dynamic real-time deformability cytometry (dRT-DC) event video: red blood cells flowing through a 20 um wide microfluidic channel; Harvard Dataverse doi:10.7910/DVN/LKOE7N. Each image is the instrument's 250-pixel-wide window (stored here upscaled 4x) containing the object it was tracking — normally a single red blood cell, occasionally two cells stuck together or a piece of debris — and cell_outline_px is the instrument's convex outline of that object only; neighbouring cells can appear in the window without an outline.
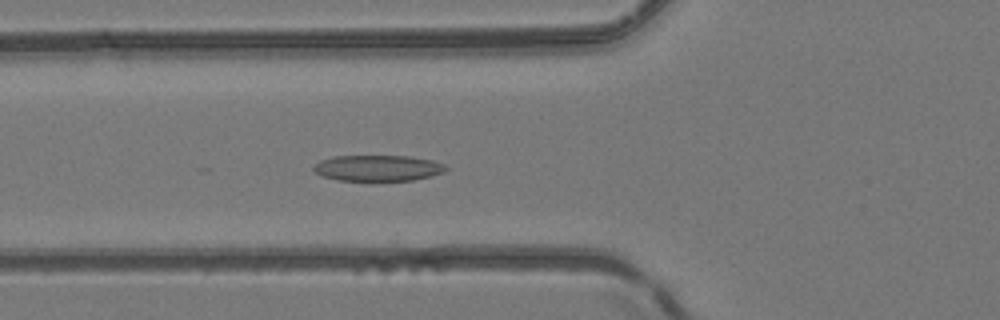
{"species": "common noctule bat (a hibernating species)", "species_latin": "Nyctalus noctula", "temperature_condition": "room temperature", "stored_images_in_passage": 28, "camera_frame_rate_fps": 3000, "um_per_image_px": 0.085, "animal": {"sex": "female", "body_mass_g": 24.6, "forearm_length_mm": 56.2}, "frame": {"image": 1, "passage_image": 20, "time_ms": 6.333, "image_size_px": [1000, 320], "cell_outline_px": [[448, 168], [444, 172], [432, 176], [412, 180], [336, 180], [324, 176], [316, 172], [312, 168], [320, 160], [332, 156], [408, 156], [432, 160], [444, 164]], "centroid_in_image_um": [32.13, 14.28], "position_along_channel_um": 93.7, "area_um2": 19.88}}
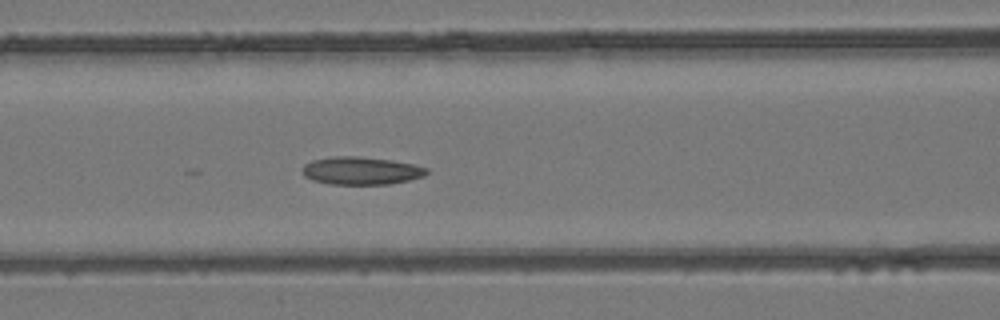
{"frame": {"image": 2, "passage_image": 23, "time_ms": 7.333, "image_size_px": [1000, 320], "cell_outline_px": [[428, 172], [424, 176], [408, 180], [388, 184], [332, 184], [312, 180], [304, 176], [300, 172], [304, 164], [312, 160], [332, 156], [360, 156], [392, 160], [412, 164], [428, 168]], "centroid_in_image_um": [30.66, 14.5], "position_along_channel_um": 135.9, "area_um2": 20.23}}
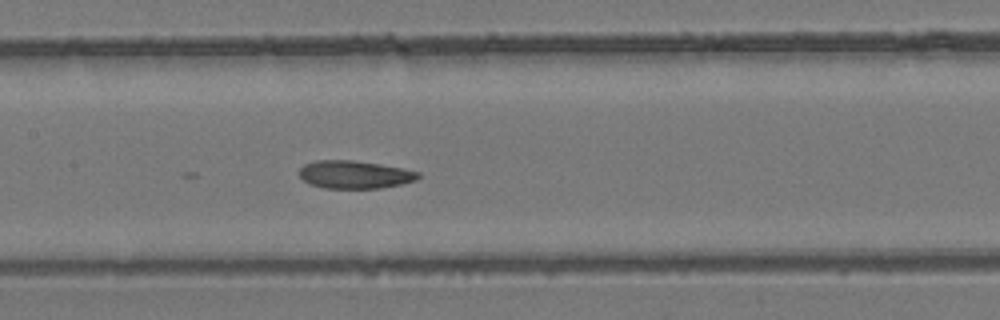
{"frame": {"image": 3, "passage_image": 26, "time_ms": 8.333, "image_size_px": [1000, 320], "cell_outline_px": [[420, 176], [416, 180], [400, 184], [380, 188], [324, 188], [308, 184], [300, 176], [300, 168], [304, 164], [316, 160], [352, 160], [380, 164], [404, 168], [420, 172]], "centroid_in_image_um": [30.14, 14.83], "position_along_channel_um": 177.3, "area_um2": 19.36}}